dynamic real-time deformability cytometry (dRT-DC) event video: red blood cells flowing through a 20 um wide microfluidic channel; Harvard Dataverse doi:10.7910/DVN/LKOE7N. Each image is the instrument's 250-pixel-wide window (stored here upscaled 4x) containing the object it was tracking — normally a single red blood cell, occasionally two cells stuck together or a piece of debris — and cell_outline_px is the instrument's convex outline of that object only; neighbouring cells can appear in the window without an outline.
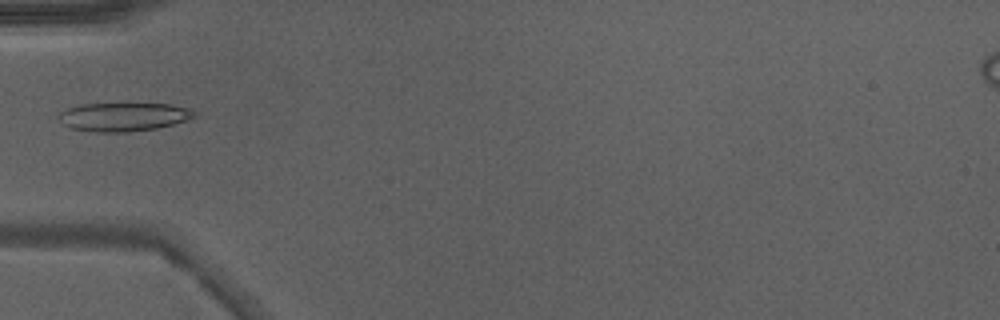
{"species": "Egyptian fruit bat (a non-hibernating species)", "species_latin": "Rousettus aegyptiacus", "temperature_condition": "warm", "stored_images_in_passage": 32, "camera_frame_rate_fps": 3000, "um_per_image_px": 0.085, "animal": {"sex": "male"}, "frame": {"image": 1, "passage_image": 1, "time_ms": 0.0, "image_size_px": [1000, 320], "cell_outline_px": [[200, 112], [196, 116], [188, 120], [156, 128], [124, 132], [96, 132], [72, 128], [60, 124], [56, 116], [60, 112], [68, 108], [80, 104], [168, 104], [192, 108]], "centroid_in_image_um": [10.51, 9.93], "position_along_channel_um": 74.5, "area_um2": 22.77}, "authors_computed_cell_mechanics": {"area_um2": 21.5883, "velocity_mm_per_s": 4.283, "shape_relaxation_time_tau1_ms": 5.2326, "shape_relaxation_time_tau2_ms": 0.973, "deformation_change_tau1": 0.1767, "deformation_change_tau2": 0.0667}}